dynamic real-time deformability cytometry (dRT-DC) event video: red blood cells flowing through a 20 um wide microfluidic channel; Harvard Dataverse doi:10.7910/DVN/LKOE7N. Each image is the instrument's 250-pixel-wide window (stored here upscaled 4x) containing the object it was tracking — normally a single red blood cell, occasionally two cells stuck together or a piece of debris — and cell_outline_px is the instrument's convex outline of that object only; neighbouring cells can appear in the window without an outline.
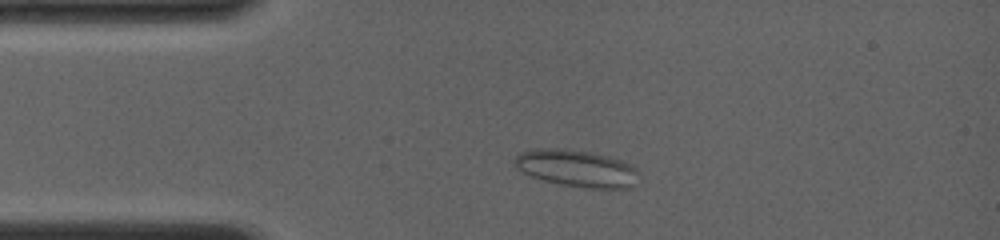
{"species": "common noctule bat (a hibernating species)", "species_latin": "Nyctalus noctula", "temperature_condition": "room temperature", "stored_images_in_passage": 4, "camera_frame_rate_fps": 4000, "um_per_image_px": 0.085, "animal": {"sex": "female", "body_mass_g": 19.0, "forearm_length_mm": 56.7}, "frame": {"image": 1, "passage_image": 1, "time_ms": 0.0, "image_size_px": [1000, 240], "cell_outline_px": [[640, 184], [632, 188], [584, 188], [560, 184], [544, 180], [532, 176], [516, 168], [512, 164], [512, 160], [520, 152], [532, 148], [564, 148], [592, 152], [624, 160], [636, 168], [640, 172]], "centroid_in_image_um": [49.08, 14.31], "position_along_channel_um": 35.9, "area_um2": 27.57}}
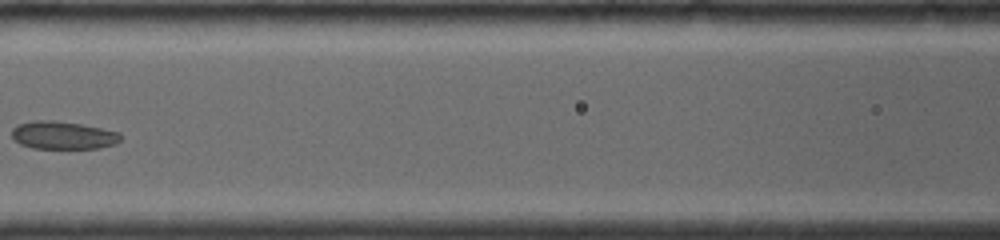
{"frame": {"image": 2, "passage_image": 4, "time_ms": 3.75, "image_size_px": [1000, 240], "cell_outline_px": [[120, 140], [116, 144], [100, 148], [32, 148], [20, 144], [12, 136], [12, 128], [16, 124], [32, 120], [52, 120], [80, 124], [120, 132]], "centroid_in_image_um": [5.33, 11.49], "position_along_channel_um": 161.3, "area_um2": 17.69}}